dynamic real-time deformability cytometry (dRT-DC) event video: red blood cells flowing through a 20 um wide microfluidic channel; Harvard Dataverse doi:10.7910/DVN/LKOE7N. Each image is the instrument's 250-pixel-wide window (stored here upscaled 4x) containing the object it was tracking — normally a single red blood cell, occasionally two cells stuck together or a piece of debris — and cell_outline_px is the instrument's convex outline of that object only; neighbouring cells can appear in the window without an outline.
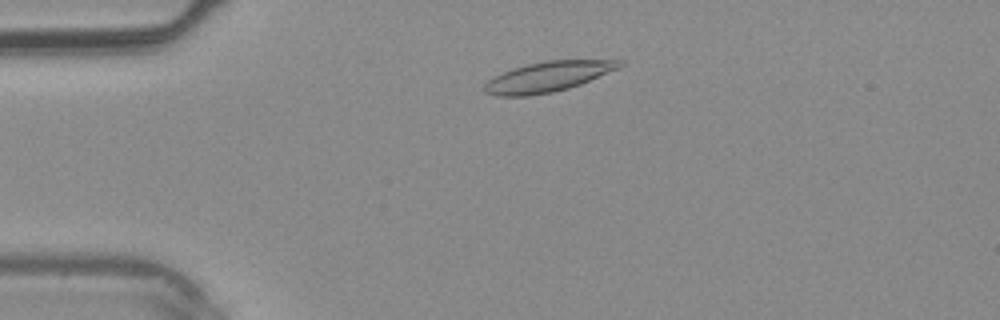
{"species": "common noctule bat (a hibernating species)", "species_latin": "Nyctalus noctula", "temperature_condition": "warm", "stored_images_in_passage": 32, "camera_frame_rate_fps": 3000, "um_per_image_px": 0.085, "animal": {"sex": "male", "body_mass_g": 20.4}, "frame": {"image": 1, "passage_image": 1, "time_ms": 0.0, "image_size_px": [1000, 320], "cell_outline_px": [[624, 64], [620, 68], [580, 84], [568, 88], [552, 92], [528, 96], [496, 96], [484, 92], [484, 84], [488, 80], [512, 68], [528, 64], [548, 60], [624, 60]], "centroid_in_image_um": [46.59, 6.52], "position_along_channel_um": 38.4, "area_um2": 23.64}}
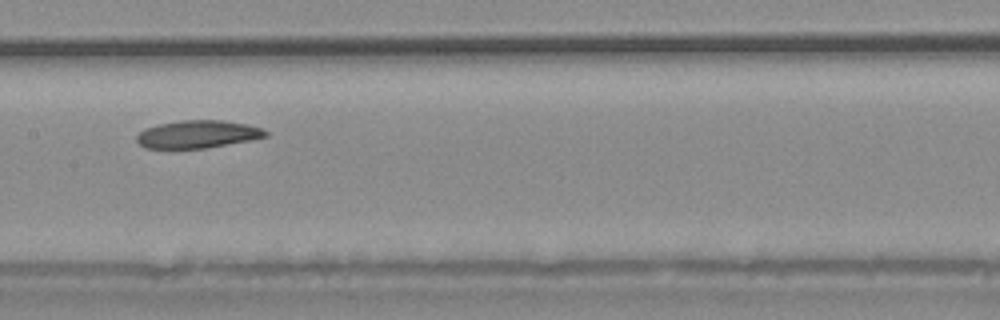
{"frame": {"image": 2, "passage_image": 12, "time_ms": 3.667, "image_size_px": [1000, 320], "cell_outline_px": [[268, 136], [208, 148], [144, 148], [136, 140], [136, 136], [144, 128], [160, 124], [180, 120], [224, 120], [248, 124], [264, 128], [268, 132]], "centroid_in_image_um": [16.82, 11.4], "position_along_channel_um": 190.6, "area_um2": 20.87}}
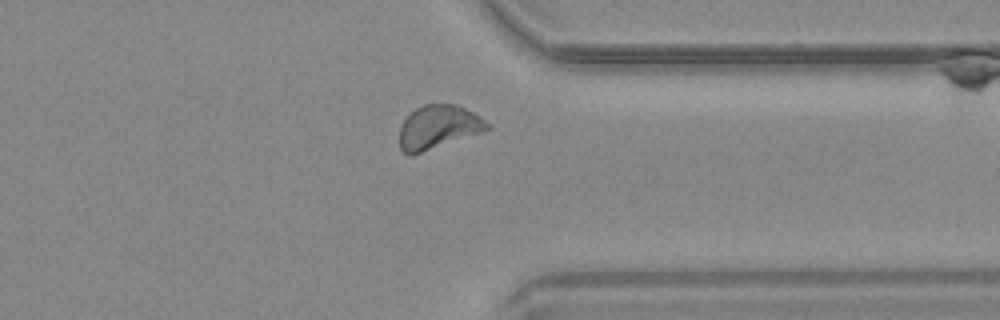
{"frame": {"image": 3, "passage_image": 23, "time_ms": 7.333, "image_size_px": [1000, 320], "cell_outline_px": [[492, 128], [408, 156], [400, 148], [400, 128], [404, 120], [416, 108], [424, 104], [456, 104], [480, 116], [492, 124]], "centroid_in_image_um": [37.27, 10.78], "position_along_channel_um": 374.1, "area_um2": 21.85}}